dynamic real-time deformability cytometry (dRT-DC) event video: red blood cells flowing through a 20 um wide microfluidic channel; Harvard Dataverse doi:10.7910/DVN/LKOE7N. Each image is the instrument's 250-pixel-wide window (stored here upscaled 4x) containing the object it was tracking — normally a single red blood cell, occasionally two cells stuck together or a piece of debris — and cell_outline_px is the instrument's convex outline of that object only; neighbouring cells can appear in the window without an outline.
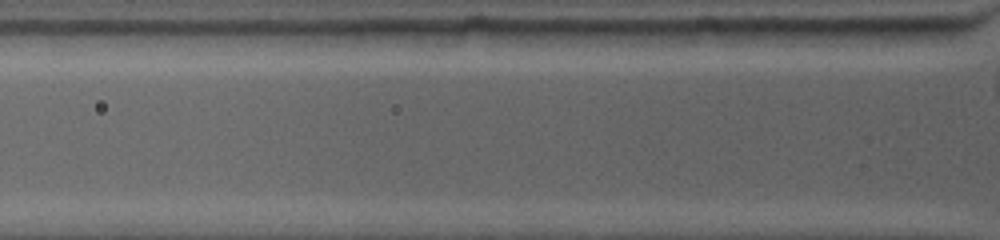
{"species": "common noctule bat (a hibernating species)", "species_latin": "Nyctalus noctula", "temperature_condition": "warm", "stored_images_in_passage": 3, "camera_frame_rate_fps": 4500, "um_per_image_px": 0.085, "animal": {"sex": "female", "body_mass_g": 19.0, "forearm_length_mm": 53.3}, "frame": {"image": 1, "passage_image": 2, "time_ms": 0.444, "image_size_px": [1000, 240], "cell_outline_px": [[724, 28], [716, 44], [648, 48], [640, 44], [624, 32], [700, 28]], "centroid_in_image_um": [57.53, 3.17], "position_along_channel_um": 68.3, "area_um2": 10.4}}